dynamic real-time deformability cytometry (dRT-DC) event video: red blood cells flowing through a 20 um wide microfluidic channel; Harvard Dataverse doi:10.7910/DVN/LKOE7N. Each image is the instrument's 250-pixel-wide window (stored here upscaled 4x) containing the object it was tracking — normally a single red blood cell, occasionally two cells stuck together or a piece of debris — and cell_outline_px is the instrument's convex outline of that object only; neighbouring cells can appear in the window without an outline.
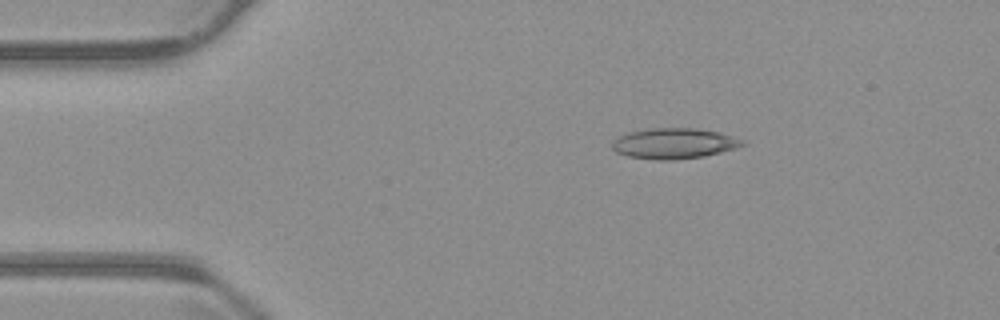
{"species": "common noctule bat (a hibernating species)", "species_latin": "Nyctalus noctula", "temperature_condition": "warm", "stored_images_in_passage": 46, "camera_frame_rate_fps": 3000, "um_per_image_px": 0.085, "animal": {"sex": "male", "body_mass_g": 23.1, "forearm_length_mm": 52.7}, "frame": {"image": 1, "passage_image": 1, "time_ms": 0.0, "image_size_px": [1000, 320], "cell_outline_px": [[744, 144], [736, 148], [704, 156], [672, 160], [656, 160], [628, 156], [616, 152], [612, 148], [612, 140], [628, 132], [652, 128], [692, 128], [720, 132], [744, 140]], "centroid_in_image_um": [57.27, 12.19], "position_along_channel_um": 27.7, "area_um2": 23.12}}
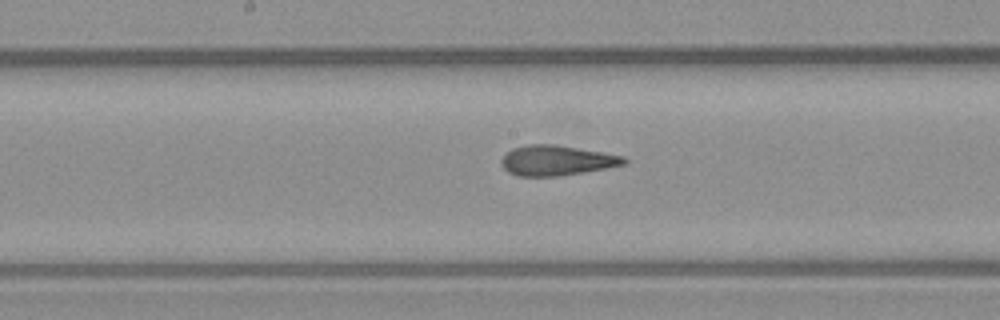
{"frame": {"image": 2, "passage_image": 19, "time_ms": 6.0, "image_size_px": [1000, 320], "cell_outline_px": [[628, 160], [624, 164], [584, 172], [560, 176], [516, 176], [508, 172], [500, 164], [500, 160], [512, 148], [528, 144], [552, 144], [624, 156]], "centroid_in_image_um": [47.26, 13.64], "position_along_channel_um": 200.9, "area_um2": 21.33}}
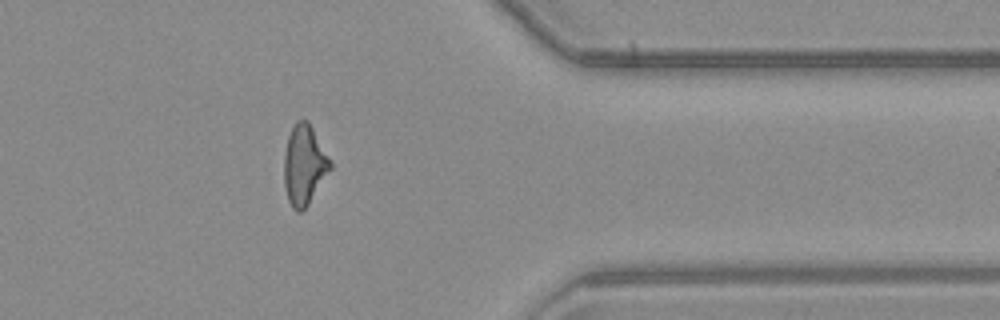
{"frame": {"image": 3, "passage_image": 35, "time_ms": 11.333, "image_size_px": [1000, 320], "cell_outline_px": [[332, 168], [308, 204], [300, 212], [296, 212], [292, 208], [288, 200], [284, 188], [284, 152], [288, 136], [296, 120], [308, 120], [332, 160]], "centroid_in_image_um": [25.86, 14.01], "position_along_channel_um": 385.5, "area_um2": 21.73}, "authors_computed_cell_mechanics": {"area_um2": 21.5305, "velocity_mm_per_s": 3.809, "shape_relaxation_time_tau1_ms": null, "shape_relaxation_time_tau2_ms": 2.0533, "deformation_change_tau1": null, "deformation_change_tau2": 0.1132}}